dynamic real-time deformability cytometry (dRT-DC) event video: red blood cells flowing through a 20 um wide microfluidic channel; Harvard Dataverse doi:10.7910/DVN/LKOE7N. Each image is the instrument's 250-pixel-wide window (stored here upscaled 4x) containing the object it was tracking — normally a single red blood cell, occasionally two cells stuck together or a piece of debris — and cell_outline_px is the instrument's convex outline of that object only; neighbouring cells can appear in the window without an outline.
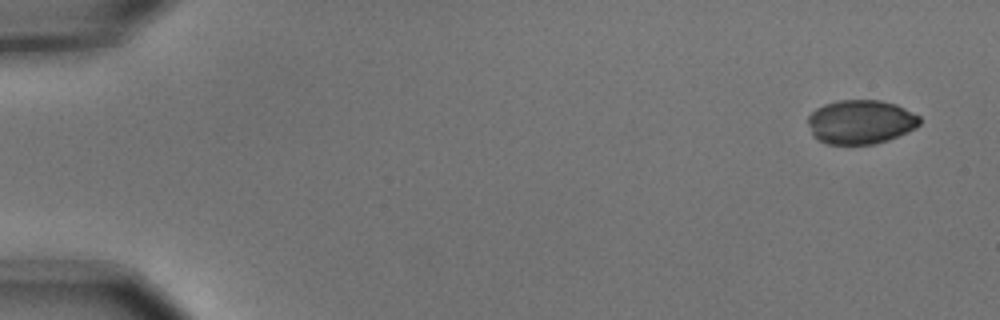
{"species": "common noctule bat (a hibernating species)", "species_latin": "Nyctalus noctula", "temperature_condition": "cold", "stored_images_in_passage": 5, "camera_frame_rate_fps": 3000, "um_per_image_px": 0.085, "animal": {"sex": "male", "body_mass_g": 15.6}, "frame": {"image": 1, "passage_image": 1, "time_ms": 0.0, "image_size_px": [1000, 320], "cell_outline_px": [[920, 124], [916, 128], [888, 140], [872, 144], [828, 144], [812, 136], [808, 124], [808, 116], [816, 108], [824, 104], [840, 100], [880, 100], [896, 104], [920, 116]], "centroid_in_image_um": [73.15, 10.36], "position_along_channel_um": 11.9, "area_um2": 28.73}}
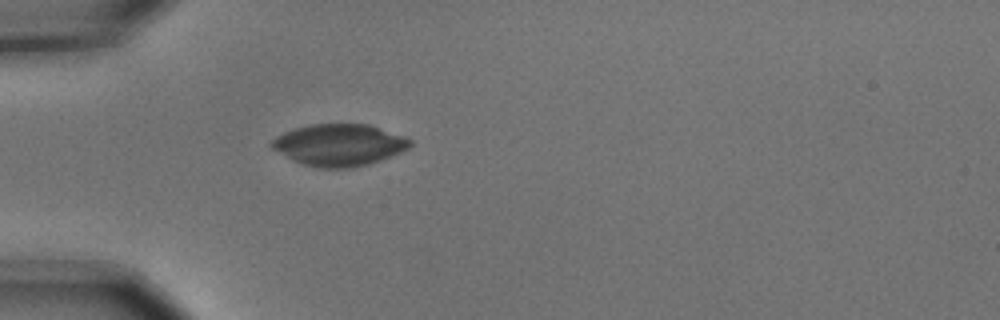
{"frame": {"image": 2, "passage_image": 5, "time_ms": 1.333, "image_size_px": [1000, 320], "cell_outline_px": [[412, 144], [408, 148], [400, 152], [368, 164], [352, 168], [320, 168], [304, 164], [292, 160], [272, 148], [268, 144], [276, 136], [284, 132], [296, 128], [312, 124], [368, 124], [404, 136], [412, 140]], "centroid_in_image_um": [28.81, 12.32], "position_along_channel_um": 56.2, "area_um2": 33.52}}